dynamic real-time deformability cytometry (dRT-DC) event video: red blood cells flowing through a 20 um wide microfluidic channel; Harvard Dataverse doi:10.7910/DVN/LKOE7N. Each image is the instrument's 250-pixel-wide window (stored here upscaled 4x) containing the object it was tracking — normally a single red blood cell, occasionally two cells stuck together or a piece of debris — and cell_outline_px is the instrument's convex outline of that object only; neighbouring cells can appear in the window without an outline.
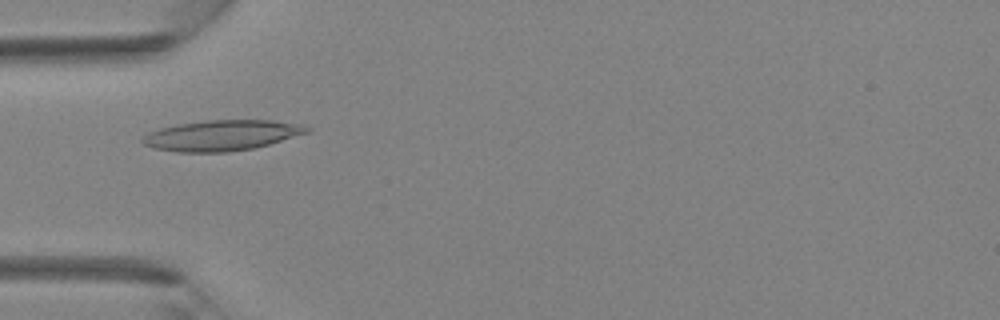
{"species": "Egyptian fruit bat (a non-hibernating species)", "species_latin": "Rousettus aegyptiacus", "temperature_condition": "room temperature", "stored_images_in_passage": 23, "camera_frame_rate_fps": 3000, "um_per_image_px": 0.085, "animal": {"sex": "female"}, "frame": {"image": 1, "passage_image": 4, "time_ms": 1.0, "image_size_px": [1000, 320], "cell_outline_px": [[312, 128], [308, 132], [268, 144], [252, 148], [228, 152], [176, 152], [152, 148], [144, 144], [140, 140], [148, 132], [160, 128], [180, 124], [208, 120], [272, 120], [304, 124]], "centroid_in_image_um": [18.84, 11.5], "position_along_channel_um": 66.2, "area_um2": 29.19}}
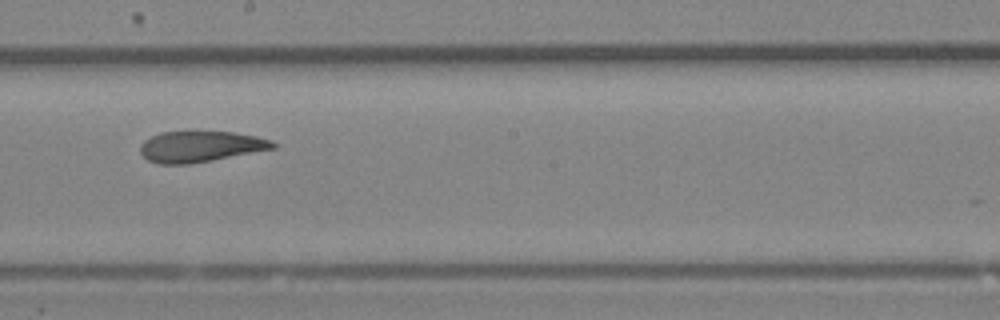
{"frame": {"image": 2, "passage_image": 14, "time_ms": 4.333, "image_size_px": [1000, 320], "cell_outline_px": [[276, 148], [212, 160], [188, 164], [160, 164], [148, 160], [140, 152], [140, 144], [144, 140], [160, 132], [232, 132], [256, 136], [272, 140], [276, 144]], "centroid_in_image_um": [17.03, 12.46], "position_along_channel_um": 231.2, "area_um2": 23.76}}
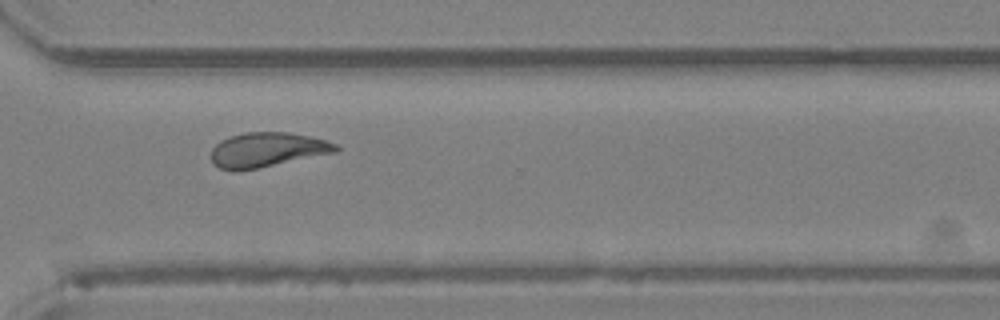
{"frame": {"image": 3, "passage_image": 21, "time_ms": 6.667, "image_size_px": [1000, 320], "cell_outline_px": [[340, 148], [336, 152], [260, 168], [236, 172], [220, 168], [212, 164], [212, 148], [220, 140], [228, 136], [244, 132], [288, 132], [328, 140], [336, 144]], "centroid_in_image_um": [22.69, 12.74], "position_along_channel_um": 347.9, "area_um2": 25.43}}